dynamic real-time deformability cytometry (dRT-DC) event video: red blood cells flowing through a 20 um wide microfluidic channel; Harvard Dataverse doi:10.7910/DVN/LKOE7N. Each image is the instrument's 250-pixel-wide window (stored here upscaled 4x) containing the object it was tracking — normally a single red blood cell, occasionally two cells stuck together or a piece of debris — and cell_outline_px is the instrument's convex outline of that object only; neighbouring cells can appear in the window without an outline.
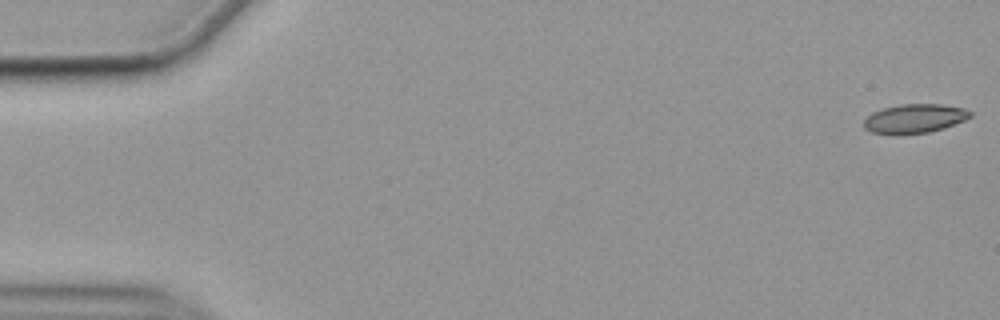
{"species": "common noctule bat (a hibernating species)", "species_latin": "Nyctalus noctula", "temperature_condition": "cold", "stored_images_in_passage": 56, "camera_frame_rate_fps": 3000, "um_per_image_px": 0.085, "animal": {"sex": "female", "body_mass_g": 19.9}, "frame": {"image": 1, "passage_image": 1, "time_ms": 0.0, "image_size_px": [1000, 320], "cell_outline_px": [[972, 116], [964, 120], [944, 128], [928, 132], [896, 136], [872, 132], [864, 128], [864, 120], [872, 112], [884, 108], [900, 104], [940, 104], [964, 108], [972, 112]], "centroid_in_image_um": [77.72, 10.09], "position_along_channel_um": 7.3, "area_um2": 18.21}}
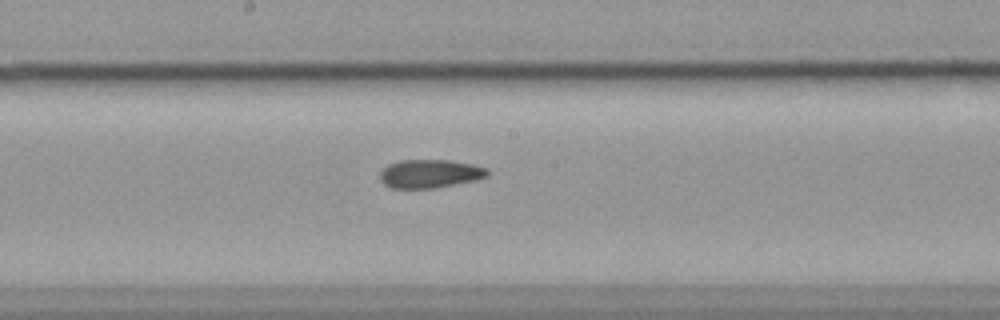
{"frame": {"image": 2, "passage_image": 30, "time_ms": 9.667, "image_size_px": [1000, 320], "cell_outline_px": [[488, 176], [476, 180], [436, 188], [392, 188], [384, 184], [380, 180], [380, 172], [388, 164], [400, 160], [448, 160], [472, 164], [488, 168]], "centroid_in_image_um": [36.54, 14.76], "position_along_channel_um": 211.7, "area_um2": 17.86}}
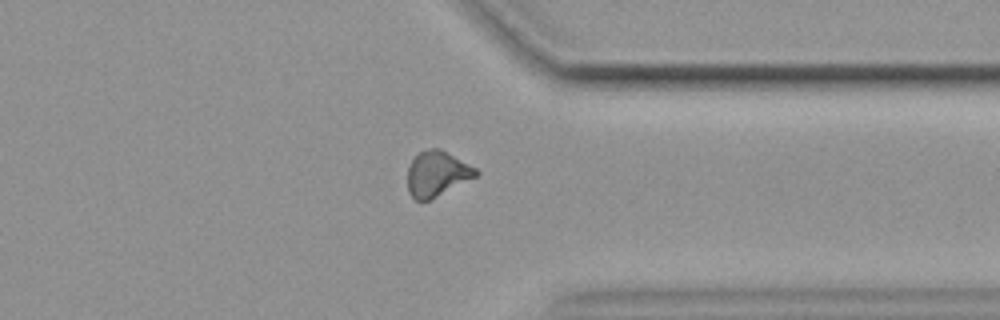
{"frame": {"image": 3, "passage_image": 44, "time_ms": 14.333, "image_size_px": [1000, 320], "cell_outline_px": [[480, 172], [476, 176], [432, 200], [416, 200], [408, 192], [408, 168], [412, 160], [420, 152], [432, 148], [440, 148], [476, 168]], "centroid_in_image_um": [37.15, 14.78], "position_along_channel_um": 374.3, "area_um2": 17.92}, "authors_computed_cell_mechanics": {"area_um2": 18.1781, "velocity_mm_per_s": 3.5476, "shape_relaxation_time_tau1_ms": null, "shape_relaxation_time_tau2_ms": 4.8691, "deformation_change_tau1": null, "deformation_change_tau2": 0.1066}}